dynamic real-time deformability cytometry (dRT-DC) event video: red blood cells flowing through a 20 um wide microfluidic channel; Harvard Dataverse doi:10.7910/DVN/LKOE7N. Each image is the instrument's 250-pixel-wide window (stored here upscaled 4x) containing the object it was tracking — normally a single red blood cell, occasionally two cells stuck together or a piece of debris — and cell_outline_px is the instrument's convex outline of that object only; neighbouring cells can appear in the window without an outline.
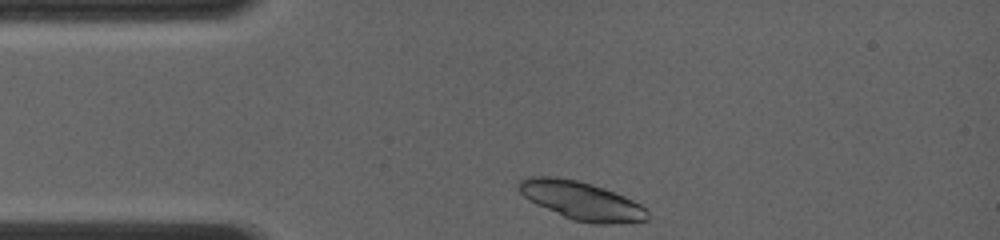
{"species": "common noctule bat (a hibernating species)", "species_latin": "Nyctalus noctula", "temperature_condition": "room temperature", "stored_images_in_passage": 5, "camera_frame_rate_fps": 4000, "um_per_image_px": 0.085, "animal": {"sex": "female", "body_mass_g": 19.0, "forearm_length_mm": 56.7}, "frame": {"image": 1, "passage_image": 1, "time_ms": 0.0, "image_size_px": [1000, 240], "cell_outline_px": [[648, 220], [608, 224], [592, 224], [572, 220], [536, 204], [528, 200], [516, 188], [516, 184], [520, 180], [528, 176], [552, 176], [576, 180], [592, 184], [604, 188], [624, 196], [640, 204], [648, 212]], "centroid_in_image_um": [49.37, 17.05], "position_along_channel_um": 35.6, "area_um2": 28.78}}